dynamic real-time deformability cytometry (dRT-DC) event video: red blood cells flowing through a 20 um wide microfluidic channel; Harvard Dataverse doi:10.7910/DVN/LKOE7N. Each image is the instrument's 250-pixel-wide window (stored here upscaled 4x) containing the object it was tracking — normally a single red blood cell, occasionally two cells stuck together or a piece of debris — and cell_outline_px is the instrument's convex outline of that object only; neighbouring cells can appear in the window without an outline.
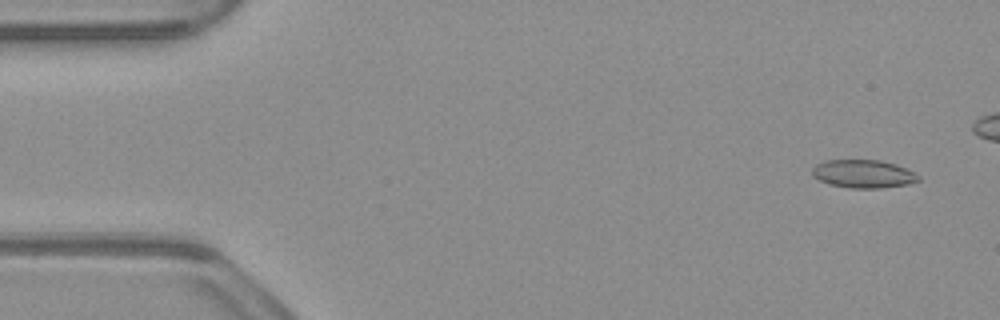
{"species": "common noctule bat (a hibernating species)", "species_latin": "Nyctalus noctula", "temperature_condition": "warm", "stored_images_in_passage": 46, "camera_frame_rate_fps": 3000, "um_per_image_px": 0.085, "animal": {"sex": "male", "body_mass_g": 23.1, "forearm_length_mm": 52.7}, "frame": {"image": 1, "passage_image": 3, "time_ms": 0.667, "image_size_px": [1000, 320], "cell_outline_px": [[920, 180], [908, 184], [880, 188], [848, 188], [828, 184], [812, 176], [812, 168], [816, 164], [824, 160], [880, 160], [896, 164], [920, 176]], "centroid_in_image_um": [73.35, 14.78], "position_along_channel_um": 11.7, "area_um2": 17.46}}
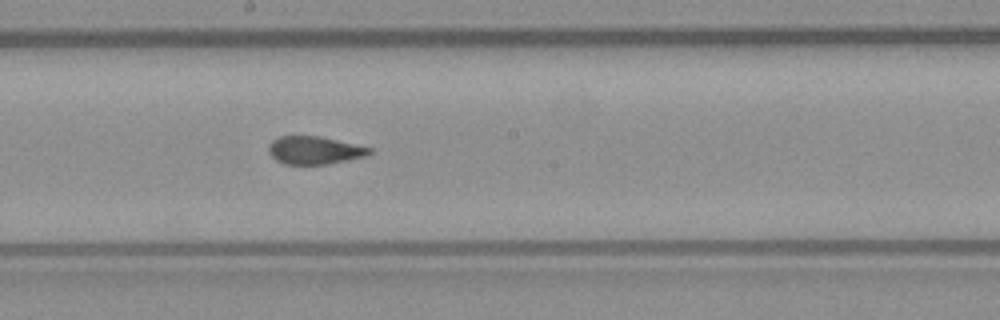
{"frame": {"image": 2, "passage_image": 28, "time_ms": 9.0, "image_size_px": [1000, 320], "cell_outline_px": [[372, 152], [368, 156], [328, 164], [284, 164], [276, 160], [268, 152], [268, 144], [276, 136], [320, 136], [372, 148]], "centroid_in_image_um": [26.72, 12.77], "position_along_channel_um": 221.5, "area_um2": 16.53}}
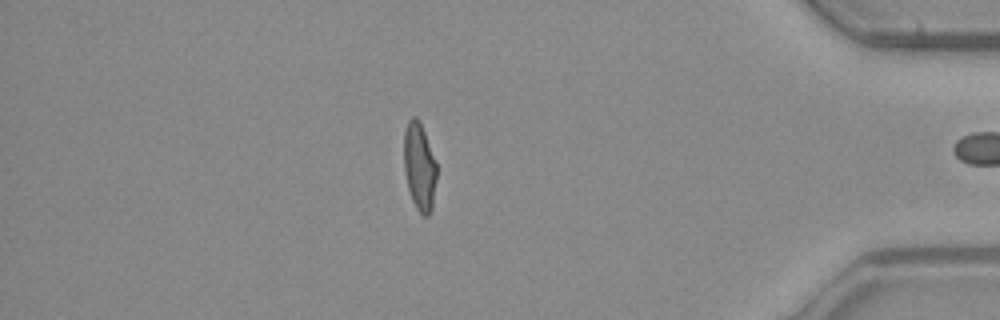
{"frame": {"image": 3, "passage_image": 45, "time_ms": 14.667, "image_size_px": [1000, 320], "cell_outline_px": [[436, 180], [432, 208], [428, 216], [424, 216], [416, 208], [412, 200], [408, 188], [404, 172], [404, 132], [408, 120], [412, 116], [416, 116], [420, 120], [436, 164]], "centroid_in_image_um": [35.64, 14.15], "position_along_channel_um": 399.6, "area_um2": 16.7}, "authors_computed_cell_mechanics": {"area_um2": 17.4556, "velocity_mm_per_s": 3.9295, "shape_relaxation_time_tau1_ms": null, "shape_relaxation_time_tau2_ms": 1.2534, "deformation_change_tau1": null, "deformation_change_tau2": 0.061}}